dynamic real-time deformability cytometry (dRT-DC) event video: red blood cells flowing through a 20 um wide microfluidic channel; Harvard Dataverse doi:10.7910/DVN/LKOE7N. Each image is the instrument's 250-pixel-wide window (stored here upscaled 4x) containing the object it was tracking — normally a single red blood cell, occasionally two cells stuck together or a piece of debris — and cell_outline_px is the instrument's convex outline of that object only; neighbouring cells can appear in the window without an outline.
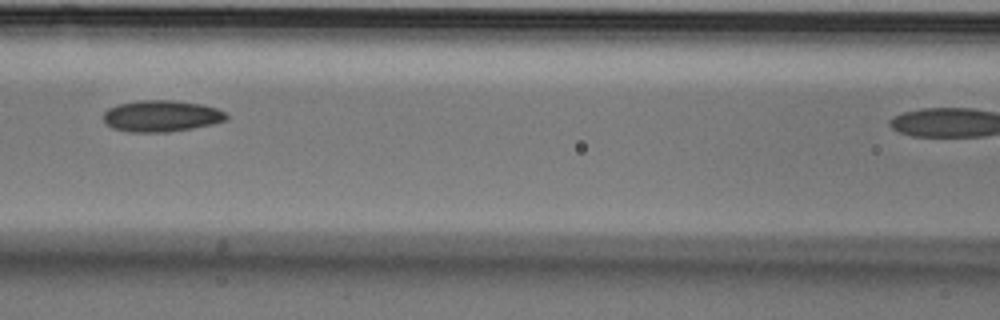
{"species": "Egyptian fruit bat (a non-hibernating species)", "species_latin": "Rousettus aegyptiacus", "temperature_condition": "cold", "stored_images_in_passage": 7, "camera_frame_rate_fps": 3000, "um_per_image_px": 0.085, "animal": {"sex": "male"}, "frame": {"image": 1, "passage_image": 6, "time_ms": 1.667, "image_size_px": [1000, 320], "cell_outline_px": [[228, 120], [212, 124], [192, 128], [168, 132], [128, 132], [112, 128], [104, 120], [104, 112], [108, 108], [116, 104], [136, 100], [172, 100], [200, 104], [216, 108], [224, 112], [228, 116]], "centroid_in_image_um": [13.7, 9.86], "position_along_channel_um": 152.9, "area_um2": 22.6}}